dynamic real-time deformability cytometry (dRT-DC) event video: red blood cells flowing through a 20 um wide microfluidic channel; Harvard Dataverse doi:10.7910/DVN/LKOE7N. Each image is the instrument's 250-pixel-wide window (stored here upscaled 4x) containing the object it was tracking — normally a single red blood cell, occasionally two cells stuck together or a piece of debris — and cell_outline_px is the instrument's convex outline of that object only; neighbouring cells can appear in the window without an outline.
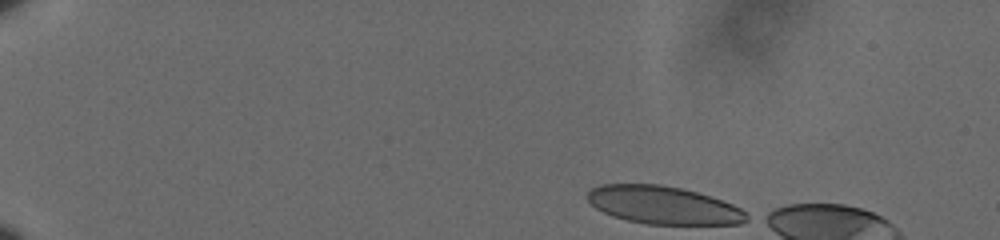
{"species": "human", "species_latin": "Homo sapiens", "temperature_condition": "cold", "stored_images_in_passage": 7, "camera_frame_rate_fps": 3000, "um_per_image_px": 0.085, "donor": {"sex": "male"}, "frame": {"image": 1, "passage_image": 1, "time_ms": 0.0, "image_size_px": [1000, 240], "cell_outline_px": [[752, 216], [748, 220], [740, 224], [648, 224], [628, 220], [612, 216], [596, 208], [584, 196], [592, 188], [600, 184], [660, 184], [680, 188], [696, 192], [732, 204], [740, 208]], "centroid_in_image_um": [56.38, 17.44], "position_along_channel_um": 28.6, "area_um2": 35.08}}